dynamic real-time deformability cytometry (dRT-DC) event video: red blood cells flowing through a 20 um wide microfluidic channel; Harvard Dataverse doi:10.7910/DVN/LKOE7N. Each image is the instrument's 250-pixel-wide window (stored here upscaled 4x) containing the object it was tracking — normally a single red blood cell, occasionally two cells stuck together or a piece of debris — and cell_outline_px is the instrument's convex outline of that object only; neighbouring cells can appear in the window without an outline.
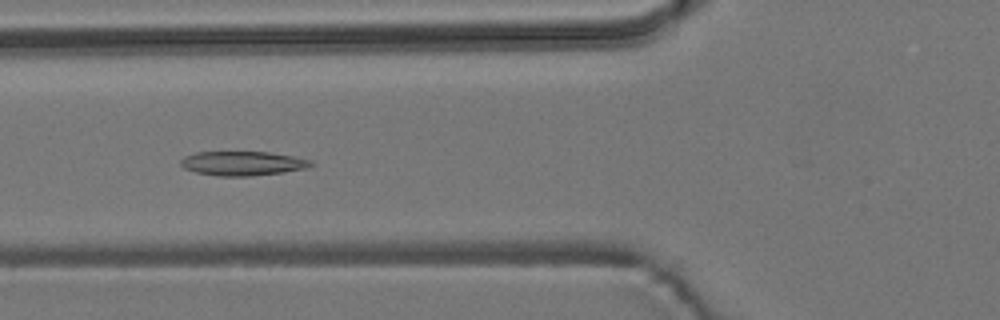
{"species": "common noctule bat (a hibernating species)", "species_latin": "Nyctalus noctula", "temperature_condition": "room temperature", "stored_images_in_passage": 7, "camera_frame_rate_fps": 3000, "um_per_image_px": 0.085, "animal": {"sex": "male", "body_mass_g": 19.2, "forearm_length_mm": 51.8}, "frame": {"image": 1, "passage_image": 6, "time_ms": 1.667, "image_size_px": [1000, 320], "cell_outline_px": [[316, 164], [304, 168], [284, 172], [252, 176], [220, 176], [196, 172], [184, 168], [180, 164], [180, 160], [184, 156], [196, 152], [268, 152], [292, 156], [312, 160]], "centroid_in_image_um": [20.62, 13.88], "position_along_channel_um": 105.2, "area_um2": 18.38}}
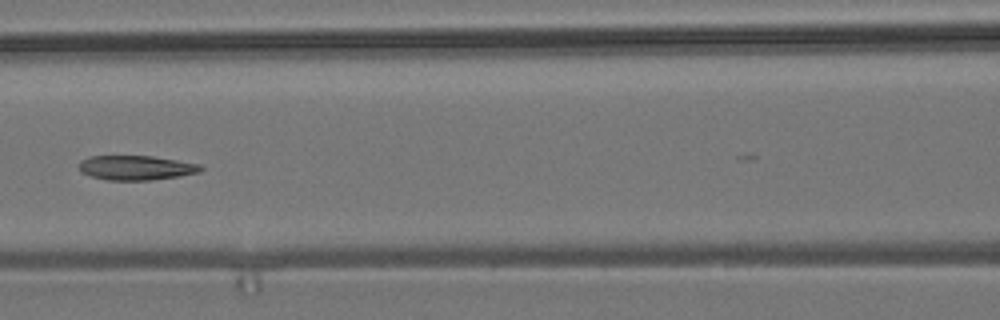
{"frame": {"image": 2, "passage_image": 7, "time_ms": 2.0, "image_size_px": [1000, 320], "cell_outline_px": [[204, 168], [200, 172], [180, 176], [148, 180], [108, 180], [92, 176], [80, 172], [80, 160], [88, 156], [152, 156], [200, 164]], "centroid_in_image_um": [11.57, 14.25], "position_along_channel_um": 155.0, "area_um2": 17.34}}